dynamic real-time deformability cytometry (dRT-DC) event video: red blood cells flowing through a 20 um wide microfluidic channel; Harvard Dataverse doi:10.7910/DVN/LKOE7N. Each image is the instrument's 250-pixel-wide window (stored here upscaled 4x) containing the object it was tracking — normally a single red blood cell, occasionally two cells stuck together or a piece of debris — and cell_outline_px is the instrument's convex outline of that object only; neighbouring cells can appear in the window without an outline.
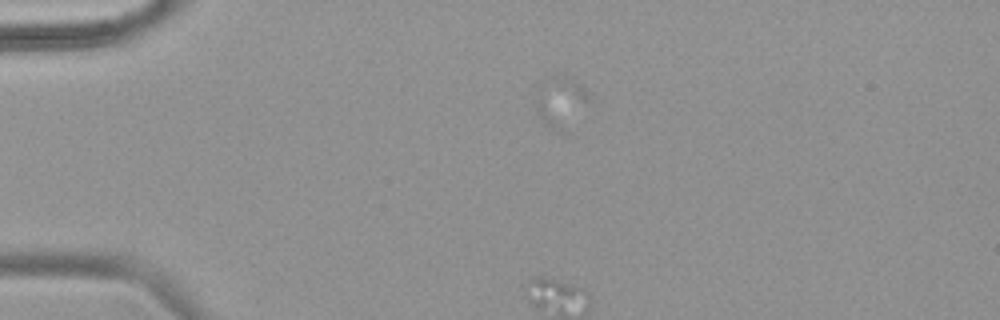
{"species": "common noctule bat (a hibernating species)", "species_latin": "Nyctalus noctula", "temperature_condition": "warm", "stored_images_in_passage": 46, "segment_of_instrument_passage": [1, 2], "camera_frame_rate_fps": 3000, "um_per_image_px": 0.085, "animal": {"sex": "female", "body_mass_g": 18.4}, "frame": {"image": 1, "passage_image": 1, "time_ms": 0.0, "image_size_px": [1000, 320], "cell_outline_px": [[592, 100], [564, 132], [560, 132], [552, 128], [540, 116], [536, 108], [536, 88], [540, 80], [548, 76], [560, 72], [580, 84], [592, 96]], "centroid_in_image_um": [47.66, 8.56], "position_along_channel_um": 37.3, "area_um2": 16.18}}